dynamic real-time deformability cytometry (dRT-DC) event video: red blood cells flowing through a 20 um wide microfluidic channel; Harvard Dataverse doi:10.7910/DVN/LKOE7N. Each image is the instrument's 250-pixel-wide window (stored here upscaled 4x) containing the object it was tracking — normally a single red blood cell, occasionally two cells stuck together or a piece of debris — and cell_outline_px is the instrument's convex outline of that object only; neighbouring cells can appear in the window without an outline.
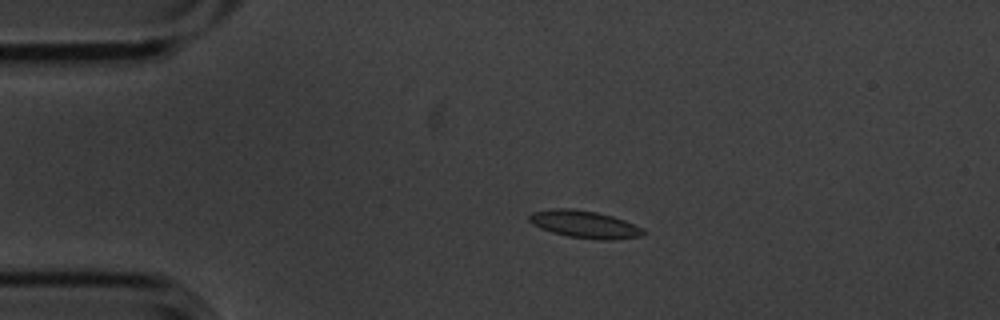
{"species": "common noctule bat (a hibernating species)", "species_latin": "Nyctalus noctula", "temperature_condition": "cold", "stored_images_in_passage": 4, "camera_frame_rate_fps": 3000, "um_per_image_px": 0.085, "animal": {"sex": "male", "body_mass_g": 20.1, "forearm_length_mm": 53.5}, "frame": {"image": 1, "passage_image": 3, "time_ms": 0.667, "image_size_px": [1000, 320], "cell_outline_px": [[644, 236], [612, 240], [600, 240], [568, 236], [552, 232], [540, 228], [532, 224], [528, 220], [528, 216], [532, 212], [552, 208], [572, 208], [596, 212], [612, 216], [624, 220], [640, 228], [644, 232]], "centroid_in_image_um": [49.64, 19.06], "position_along_channel_um": 35.4, "area_um2": 18.15}}